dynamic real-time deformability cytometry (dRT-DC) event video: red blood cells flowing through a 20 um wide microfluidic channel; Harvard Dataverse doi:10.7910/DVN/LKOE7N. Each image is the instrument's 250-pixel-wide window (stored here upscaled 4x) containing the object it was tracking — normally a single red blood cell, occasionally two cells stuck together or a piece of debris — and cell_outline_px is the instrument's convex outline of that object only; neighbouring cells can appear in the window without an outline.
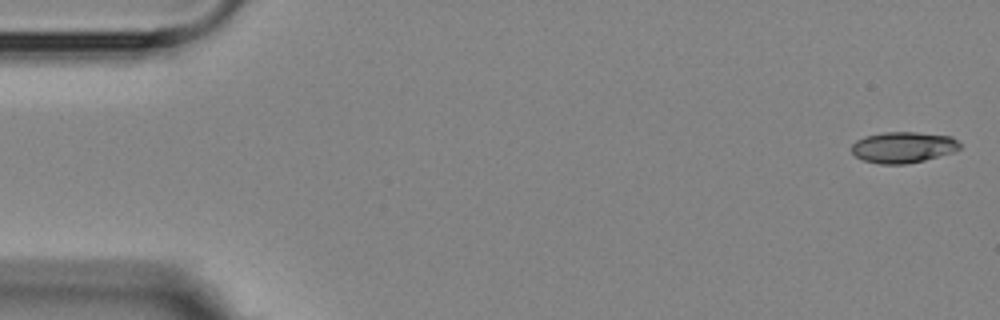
{"species": "Egyptian fruit bat (a non-hibernating species)", "species_latin": "Rousettus aegyptiacus", "temperature_condition": "room temperature", "stored_images_in_passage": 4, "camera_frame_rate_fps": 3000, "um_per_image_px": 0.085, "animal": {"sex": "female"}, "frame": {"image": 1, "passage_image": 1, "time_ms": 0.0, "image_size_px": [1000, 320], "cell_outline_px": [[960, 148], [952, 152], [924, 160], [908, 164], [880, 164], [864, 160], [856, 156], [852, 152], [852, 144], [856, 140], [864, 136], [884, 132], [916, 132], [952, 136], [960, 144]], "centroid_in_image_um": [76.75, 12.51], "position_along_channel_um": 8.2, "area_um2": 19.54}}